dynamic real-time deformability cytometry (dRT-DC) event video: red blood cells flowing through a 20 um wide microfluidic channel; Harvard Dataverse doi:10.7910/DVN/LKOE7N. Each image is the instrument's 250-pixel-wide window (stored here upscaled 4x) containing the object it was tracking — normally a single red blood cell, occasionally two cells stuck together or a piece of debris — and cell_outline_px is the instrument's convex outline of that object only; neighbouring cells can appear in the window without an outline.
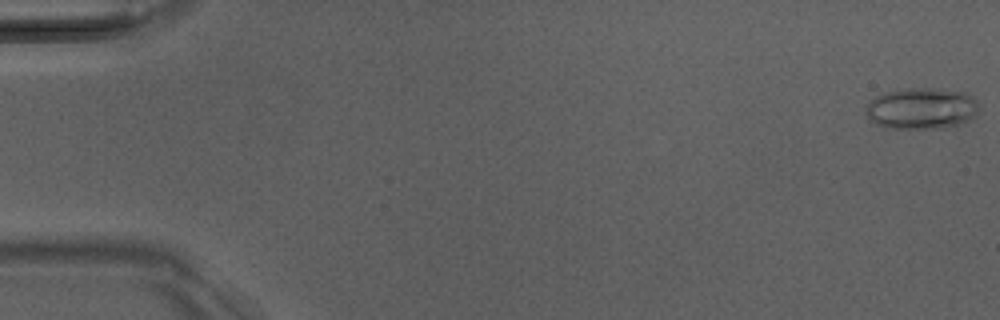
{"species": "Egyptian fruit bat (a non-hibernating species)", "species_latin": "Rousettus aegyptiacus", "temperature_condition": "room temperature", "stored_images_in_passage": 51, "camera_frame_rate_fps": 3000, "um_per_image_px": 0.085, "animal": {"sex": "male"}, "frame": {"image": 1, "passage_image": 1, "time_ms": 0.0, "image_size_px": [1000, 320], "cell_outline_px": [[980, 108], [968, 120], [960, 124], [940, 128], [888, 128], [876, 124], [868, 116], [868, 100], [884, 92], [896, 88], [932, 88], [968, 92], [976, 100]], "centroid_in_image_um": [78.34, 9.19], "position_along_channel_um": 6.7, "area_um2": 27.34}}
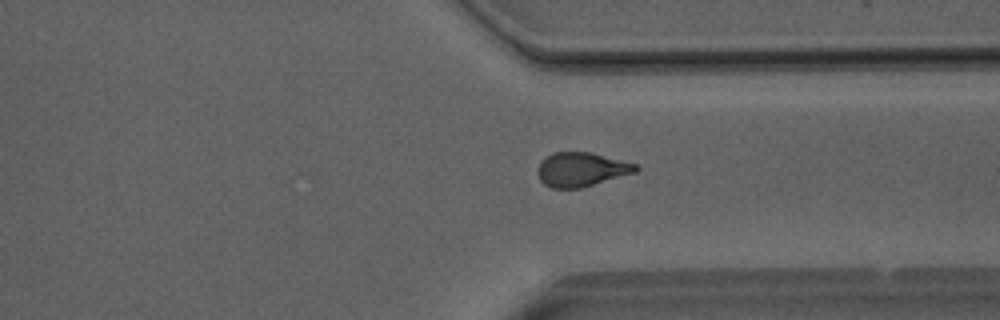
{"frame": {"image": 2, "passage_image": 39, "time_ms": 12.667, "image_size_px": [1000, 320], "cell_outline_px": [[640, 168], [636, 172], [580, 188], [552, 188], [544, 184], [540, 180], [536, 172], [540, 164], [552, 152], [588, 152], [636, 164]], "centroid_in_image_um": [49.4, 14.41], "position_along_channel_um": 362.0, "area_um2": 19.19}}
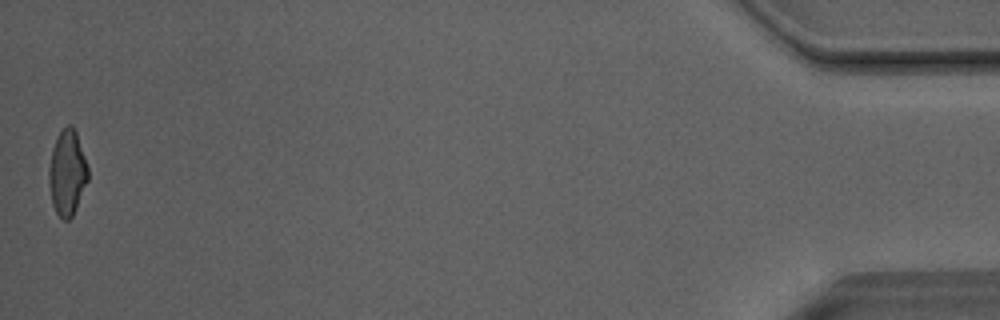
{"frame": {"image": 3, "passage_image": 51, "time_ms": 16.667, "image_size_px": [1000, 320], "cell_outline_px": [[88, 180], [76, 208], [72, 216], [68, 220], [64, 220], [56, 212], [52, 204], [48, 180], [48, 168], [52, 148], [56, 136], [68, 124], [72, 124], [76, 132], [88, 168]], "centroid_in_image_um": [5.69, 14.67], "position_along_channel_um": 429.5, "area_um2": 19.42}, "authors_computed_cell_mechanics": {"area_um2": 20.1144, "velocity_mm_per_s": 4.0723, "shape_relaxation_time_tau1_ms": 6.4696, "shape_relaxation_time_tau2_ms": 1.894, "deformation_change_tau1": 0.1911, "deformation_change_tau2": 0.0838}}